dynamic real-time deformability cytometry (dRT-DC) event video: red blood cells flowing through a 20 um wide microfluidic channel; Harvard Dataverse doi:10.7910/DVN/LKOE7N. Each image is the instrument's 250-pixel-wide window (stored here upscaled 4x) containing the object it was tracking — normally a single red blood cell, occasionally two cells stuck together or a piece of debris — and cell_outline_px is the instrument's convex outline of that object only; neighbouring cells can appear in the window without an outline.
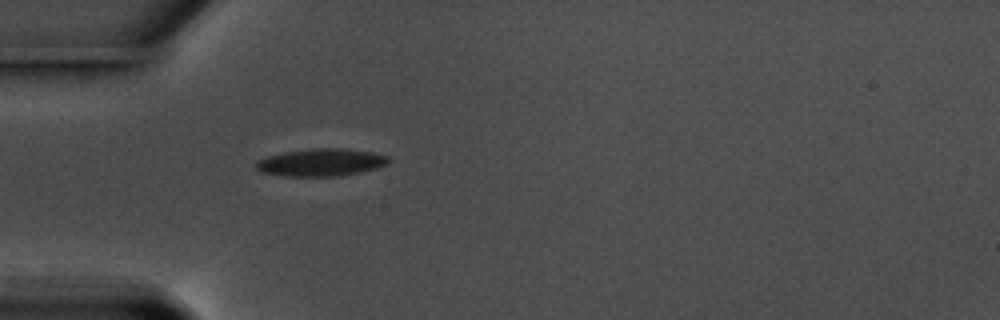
{"species": "common noctule bat (a hibernating species)", "species_latin": "Nyctalus noctula", "temperature_condition": "warm", "stored_images_in_passage": 41, "camera_frame_rate_fps": 3000, "um_per_image_px": 0.085, "animal": {"sex": "male", "body_mass_g": 17.5, "forearm_length_mm": 52.3}, "frame": {"image": 1, "passage_image": 1, "time_ms": 0.0, "image_size_px": [1000, 320], "cell_outline_px": [[392, 160], [388, 164], [376, 168], [360, 172], [336, 176], [284, 176], [260, 172], [256, 168], [256, 160], [268, 156], [284, 152], [316, 148], [340, 148], [372, 152], [388, 156]], "centroid_in_image_um": [27.29, 13.8], "position_along_channel_um": 57.7, "area_um2": 21.21}}
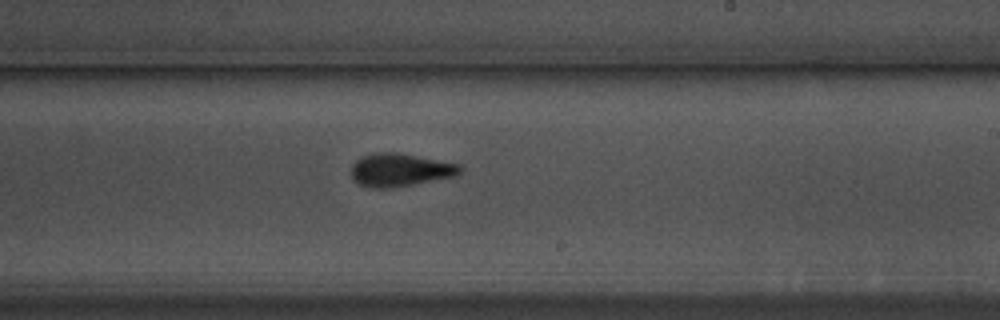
{"frame": {"image": 2, "passage_image": 18, "time_ms": 5.667, "image_size_px": [1000, 320], "cell_outline_px": [[460, 172], [456, 176], [412, 184], [388, 188], [372, 188], [356, 184], [352, 180], [352, 164], [360, 156], [376, 152], [396, 152], [460, 164]], "centroid_in_image_um": [33.94, 14.44], "position_along_channel_um": 255.1, "area_um2": 20.92}}
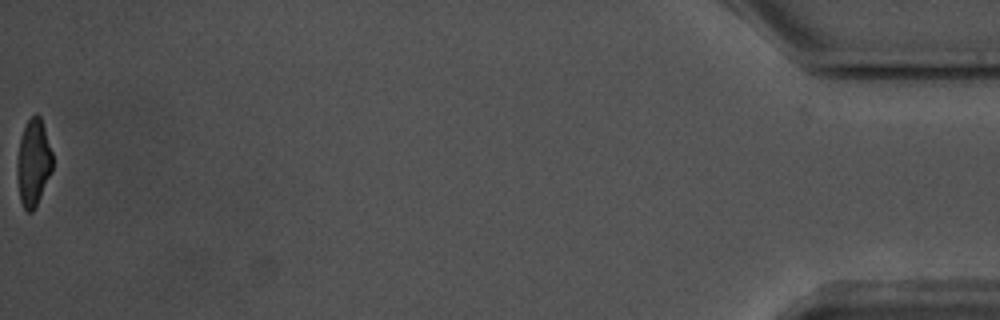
{"frame": {"image": 3, "passage_image": 41, "time_ms": 13.333, "image_size_px": [1000, 320], "cell_outline_px": [[52, 172], [36, 208], [32, 212], [28, 212], [24, 208], [20, 200], [16, 176], [16, 160], [20, 136], [24, 124], [36, 112], [40, 116], [52, 152]], "centroid_in_image_um": [2.81, 13.84], "position_along_channel_um": 432.4, "area_um2": 18.38}, "authors_computed_cell_mechanics": {"area_um2": 20.1722, "velocity_mm_per_s": 3.5834, "shape_relaxation_time_tau1_ms": 3.4388, "shape_relaxation_time_tau2_ms": 2.55, "deformation_change_tau1": 0.1619, "deformation_change_tau2": 0.1086}}